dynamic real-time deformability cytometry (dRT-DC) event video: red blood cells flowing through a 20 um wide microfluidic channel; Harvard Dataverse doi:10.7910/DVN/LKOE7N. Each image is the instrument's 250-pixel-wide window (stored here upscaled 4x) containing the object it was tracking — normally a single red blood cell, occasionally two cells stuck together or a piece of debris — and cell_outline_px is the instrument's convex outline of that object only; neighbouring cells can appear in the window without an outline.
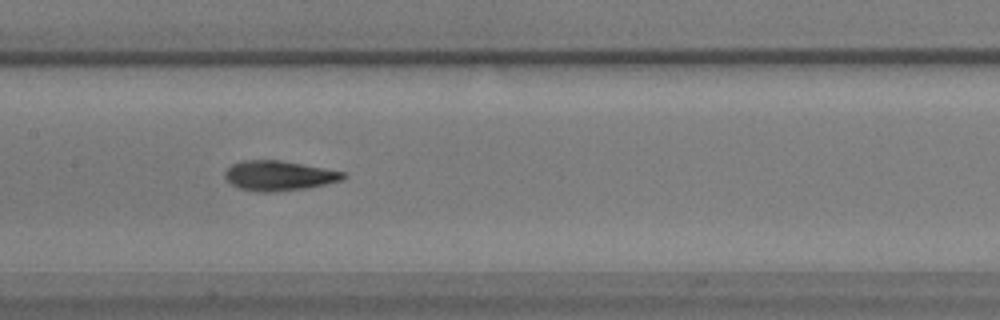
{"species": "common noctule bat (a hibernating species)", "species_latin": "Nyctalus noctula", "temperature_condition": "warm", "stored_images_in_passage": 38, "camera_frame_rate_fps": 3000, "um_per_image_px": 0.085, "animal": {"sex": "male", "body_mass_g": 17.9}, "frame": {"image": 1, "passage_image": 10, "time_ms": 3.0, "image_size_px": [1000, 320], "cell_outline_px": [[348, 176], [344, 180], [304, 188], [272, 192], [256, 192], [240, 188], [232, 184], [224, 176], [224, 172], [232, 164], [240, 160], [280, 160], [344, 172]], "centroid_in_image_um": [23.69, 14.93], "position_along_channel_um": 183.7, "area_um2": 20.46}}
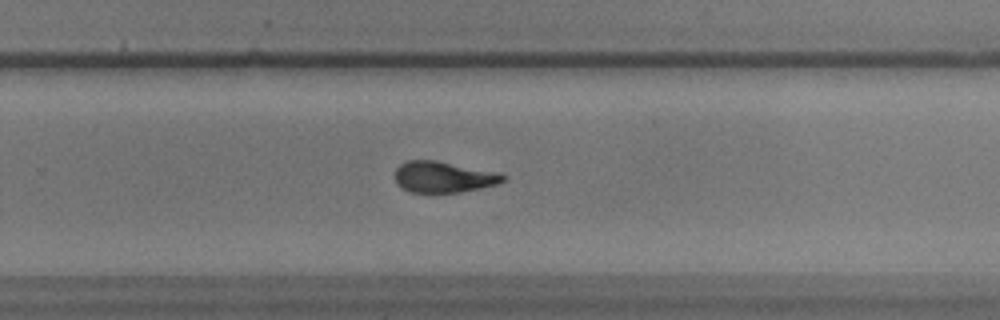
{"frame": {"image": 2, "passage_image": 19, "time_ms": 6.0, "image_size_px": [1000, 320], "cell_outline_px": [[508, 176], [504, 180], [496, 184], [480, 188], [460, 192], [408, 192], [396, 184], [396, 168], [400, 164], [408, 160], [436, 160], [500, 172]], "centroid_in_image_um": [37.71, 15.03], "position_along_channel_um": 292.1, "area_um2": 19.71}}
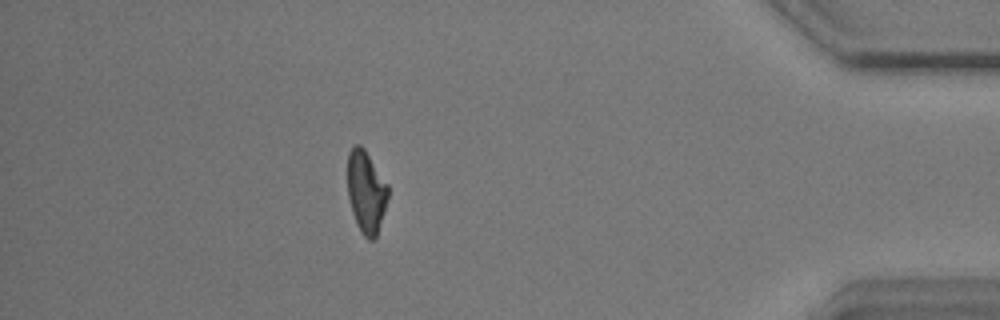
{"frame": {"image": 3, "passage_image": 32, "time_ms": 10.333, "image_size_px": [1000, 320], "cell_outline_px": [[388, 196], [376, 236], [372, 240], [368, 240], [360, 232], [356, 224], [352, 212], [348, 196], [348, 152], [356, 144], [360, 144], [364, 148], [388, 184]], "centroid_in_image_um": [31.11, 16.29], "position_along_channel_um": 404.1, "area_um2": 19.25}}